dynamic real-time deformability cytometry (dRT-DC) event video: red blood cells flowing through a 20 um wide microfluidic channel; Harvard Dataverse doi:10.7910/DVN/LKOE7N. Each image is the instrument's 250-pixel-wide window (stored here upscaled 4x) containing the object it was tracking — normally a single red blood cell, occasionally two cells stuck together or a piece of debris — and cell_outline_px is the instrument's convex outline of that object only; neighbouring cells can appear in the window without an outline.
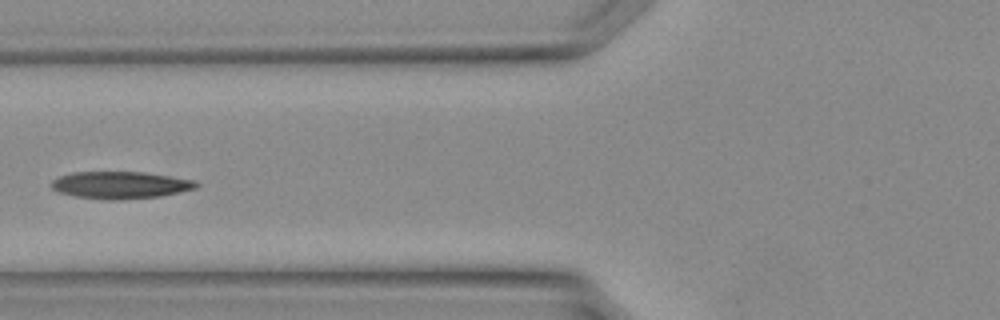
{"species": "Egyptian fruit bat (a non-hibernating species)", "species_latin": "Rousettus aegyptiacus", "temperature_condition": "warm", "stored_images_in_passage": 26, "camera_frame_rate_fps": 3000, "um_per_image_px": 0.085, "animal": {"sex": "female"}, "frame": {"image": 1, "passage_image": 5, "time_ms": 1.333, "image_size_px": [1000, 320], "cell_outline_px": [[200, 184], [196, 188], [160, 196], [120, 200], [104, 200], [76, 196], [60, 192], [52, 188], [48, 184], [52, 180], [60, 176], [72, 172], [144, 172], [172, 176], [196, 180]], "centroid_in_image_um": [10.24, 15.72], "position_along_channel_um": 115.6, "area_um2": 23.06}}